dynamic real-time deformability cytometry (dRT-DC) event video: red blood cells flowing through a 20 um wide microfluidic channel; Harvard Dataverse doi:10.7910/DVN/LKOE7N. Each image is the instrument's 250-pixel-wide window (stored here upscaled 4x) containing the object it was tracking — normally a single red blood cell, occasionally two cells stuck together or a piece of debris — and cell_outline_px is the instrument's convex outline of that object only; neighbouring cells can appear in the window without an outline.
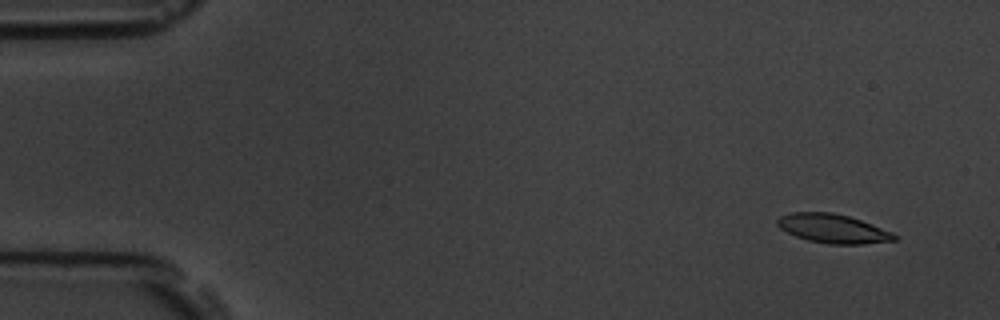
{"species": "common noctule bat (a hibernating species)", "species_latin": "Nyctalus noctula", "temperature_condition": "room temperature", "stored_images_in_passage": 6, "camera_frame_rate_fps": 3000, "um_per_image_px": 0.085, "animal": {"sex": "male", "body_mass_g": 19.5, "forearm_length_mm": 54.6}, "frame": {"image": 1, "passage_image": 1, "time_ms": 0.0, "image_size_px": [1000, 320], "cell_outline_px": [[896, 240], [860, 244], [828, 244], [808, 240], [796, 236], [780, 228], [776, 224], [776, 220], [780, 216], [792, 212], [832, 212], [848, 216], [872, 224], [892, 232], [896, 236]], "centroid_in_image_um": [70.77, 19.42], "position_along_channel_um": 14.2, "area_um2": 19.59}}
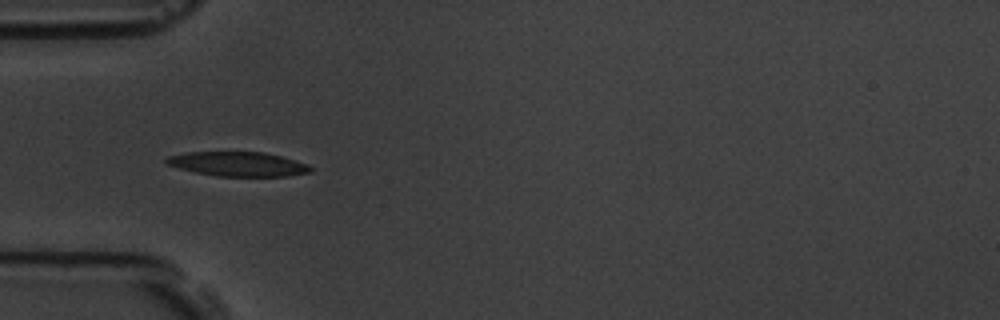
{"frame": {"image": 2, "passage_image": 5, "time_ms": 1.333, "image_size_px": [1000, 320], "cell_outline_px": [[312, 172], [288, 176], [216, 176], [196, 172], [164, 164], [164, 160], [168, 156], [188, 152], [264, 152], [280, 156], [308, 164], [312, 168]], "centroid_in_image_um": [20.22, 13.94], "position_along_channel_um": 64.8, "area_um2": 20.46}}
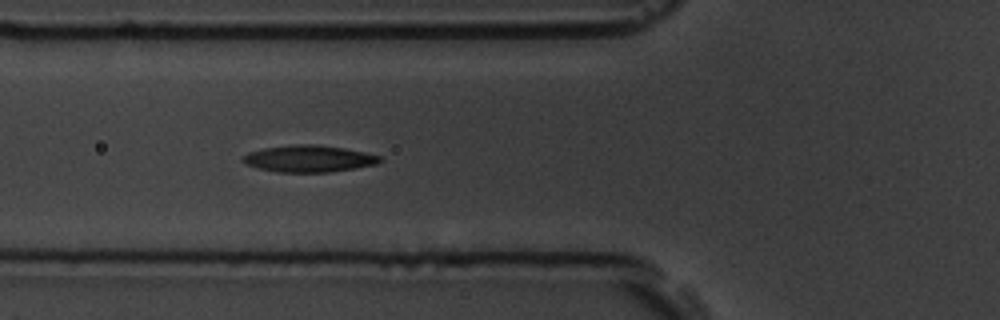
{"frame": {"image": 3, "passage_image": 6, "time_ms": 1.667, "image_size_px": [1000, 320], "cell_outline_px": [[384, 160], [376, 164], [356, 168], [328, 172], [276, 172], [260, 168], [248, 164], [240, 160], [240, 156], [248, 152], [264, 148], [296, 144], [312, 144], [344, 148], [364, 152], [380, 156]], "centroid_in_image_um": [26.24, 13.48], "position_along_channel_um": 99.6, "area_um2": 21.33}}